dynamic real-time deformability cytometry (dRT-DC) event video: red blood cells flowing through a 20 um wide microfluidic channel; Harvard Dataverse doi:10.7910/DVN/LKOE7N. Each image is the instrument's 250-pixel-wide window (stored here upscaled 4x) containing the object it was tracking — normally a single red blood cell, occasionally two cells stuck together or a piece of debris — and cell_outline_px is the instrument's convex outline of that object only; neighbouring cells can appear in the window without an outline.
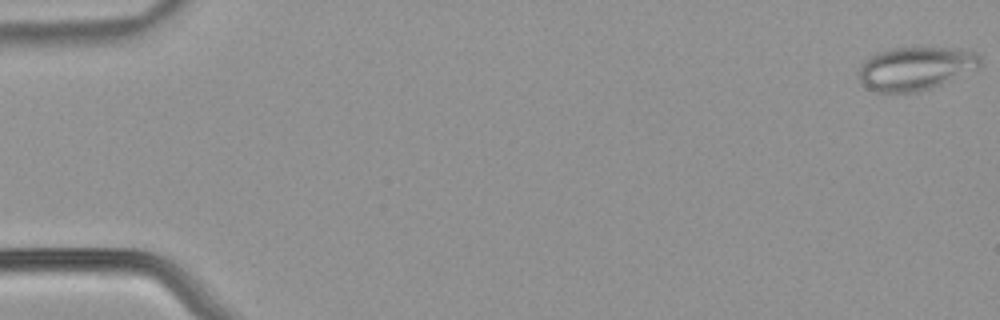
{"species": "common noctule bat (a hibernating species)", "species_latin": "Nyctalus noctula", "temperature_condition": "warm", "stored_images_in_passage": 9, "camera_frame_rate_fps": 3000, "um_per_image_px": 0.085, "animal": {"sex": "male", "body_mass_g": 21.5, "forearm_length_mm": 52.0}, "frame": {"image": 1, "passage_image": 1, "time_ms": 0.0, "image_size_px": [1000, 320], "cell_outline_px": [[980, 68], [940, 84], [916, 92], [876, 92], [860, 84], [860, 64], [864, 60], [876, 52], [888, 48], [956, 48], [976, 52], [980, 56]], "centroid_in_image_um": [77.81, 5.8], "position_along_channel_um": 7.2, "area_um2": 30.63}}